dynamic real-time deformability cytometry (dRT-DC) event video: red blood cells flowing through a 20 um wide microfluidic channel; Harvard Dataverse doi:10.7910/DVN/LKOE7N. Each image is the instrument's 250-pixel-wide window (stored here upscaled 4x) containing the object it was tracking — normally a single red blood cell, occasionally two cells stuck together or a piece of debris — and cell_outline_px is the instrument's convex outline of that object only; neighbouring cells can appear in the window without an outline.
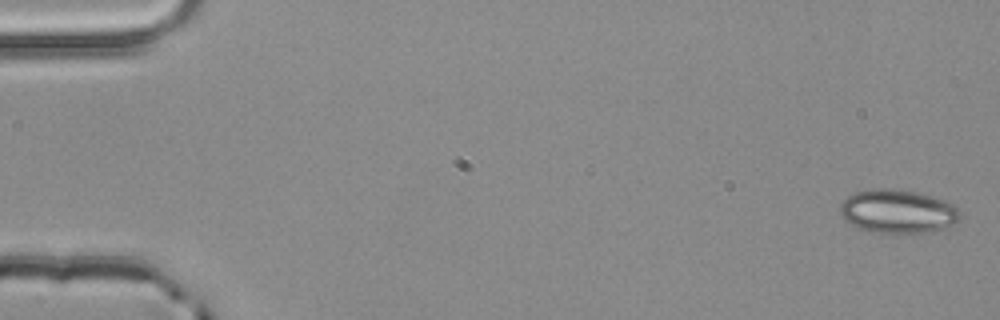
{"species": "common noctule bat (a hibernating species)", "species_latin": "Nyctalus noctula", "temperature_condition": "room temperature", "stored_images_in_passage": 4, "camera_frame_rate_fps": 3000, "um_per_image_px": 0.085, "animal": {"sex": "male", "body_mass_g": 20.4}, "frame": {"image": 1, "passage_image": 1, "time_ms": 0.0, "image_size_px": [1000, 320], "cell_outline_px": [[960, 216], [952, 224], [936, 232], [876, 232], [860, 228], [848, 224], [844, 220], [840, 212], [840, 200], [856, 192], [876, 188], [888, 188], [916, 192], [948, 200], [956, 204], [960, 212]], "centroid_in_image_um": [76.31, 17.95], "position_along_channel_um": 8.7, "area_um2": 30.63}}
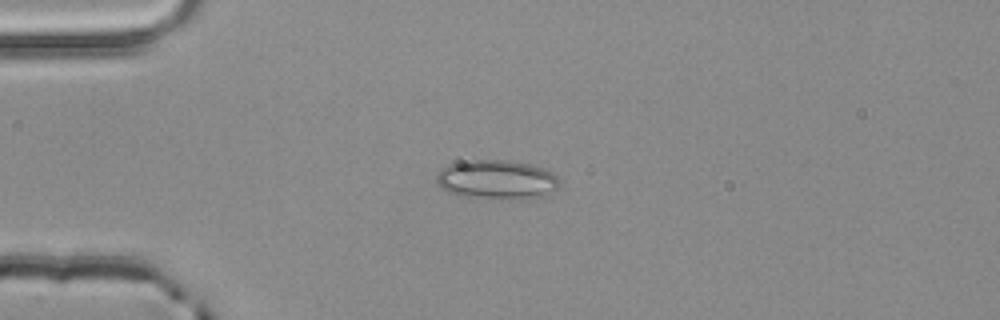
{"frame": {"image": 2, "passage_image": 3, "time_ms": 0.667, "image_size_px": [1000, 320], "cell_outline_px": [[560, 184], [552, 192], [544, 196], [532, 200], [524, 200], [464, 196], [448, 192], [440, 188], [436, 180], [436, 176], [440, 168], [448, 164], [472, 160], [508, 160], [532, 164], [552, 172], [560, 180]], "centroid_in_image_um": [42.25, 15.28], "position_along_channel_um": 42.7, "area_um2": 28.55}}